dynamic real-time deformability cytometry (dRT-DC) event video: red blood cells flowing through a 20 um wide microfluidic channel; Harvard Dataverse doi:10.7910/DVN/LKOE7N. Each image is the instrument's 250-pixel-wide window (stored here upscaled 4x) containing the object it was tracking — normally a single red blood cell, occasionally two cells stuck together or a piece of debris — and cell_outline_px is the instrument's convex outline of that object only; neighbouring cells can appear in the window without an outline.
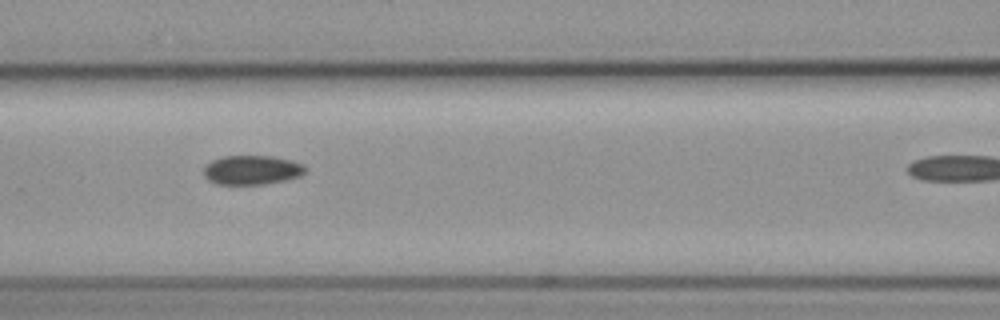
{"species": "common noctule bat (a hibernating species)", "species_latin": "Nyctalus noctula", "temperature_condition": "cold", "stored_images_in_passage": 4, "camera_frame_rate_fps": 3000, "um_per_image_px": 0.085, "animal": {"sex": "female", "body_mass_g": 19.3, "forearm_length_mm": 54.1}, "frame": {"image": 1, "passage_image": 3, "time_ms": 2.333, "image_size_px": [1000, 320], "cell_outline_px": [[308, 168], [300, 176], [284, 180], [264, 184], [216, 184], [208, 180], [204, 176], [204, 168], [212, 160], [224, 156], [272, 156], [292, 160], [304, 164]], "centroid_in_image_um": [21.43, 14.44], "position_along_channel_um": 145.2, "area_um2": 17.34}}